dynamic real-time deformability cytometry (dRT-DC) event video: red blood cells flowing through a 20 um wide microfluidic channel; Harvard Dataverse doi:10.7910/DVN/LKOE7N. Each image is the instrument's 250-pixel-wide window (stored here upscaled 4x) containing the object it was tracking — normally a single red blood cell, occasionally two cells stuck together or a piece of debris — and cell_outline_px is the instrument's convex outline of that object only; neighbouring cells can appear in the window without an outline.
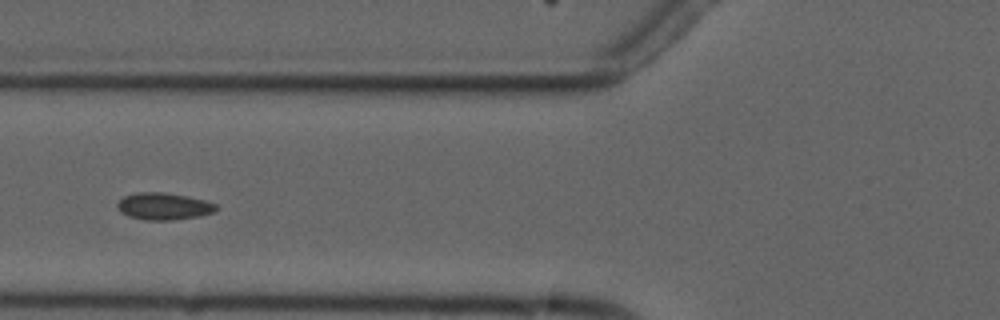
{"species": "common noctule bat (a hibernating species)", "species_latin": "Nyctalus noctula", "temperature_condition": "cold", "stored_images_in_passage": 7, "camera_frame_rate_fps": 3000, "um_per_image_px": 0.085, "animal": {"sex": "male", "forearm_length_mm": 52.5}, "frame": {"image": 1, "passage_image": 5, "time_ms": 4.667, "image_size_px": [1000, 320], "cell_outline_px": [[220, 208], [216, 212], [200, 216], [172, 220], [144, 220], [128, 216], [120, 212], [116, 204], [124, 196], [140, 192], [164, 192], [188, 196], [204, 200], [216, 204]], "centroid_in_image_um": [13.95, 17.54], "position_along_channel_um": 111.8, "area_um2": 15.72}}
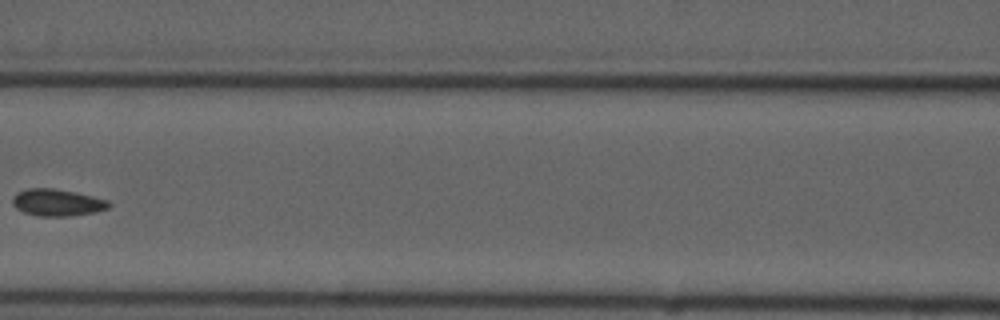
{"frame": {"image": 2, "passage_image": 6, "time_ms": 6.0, "image_size_px": [1000, 320], "cell_outline_px": [[112, 204], [108, 208], [96, 212], [68, 216], [36, 216], [24, 212], [16, 208], [12, 204], [12, 200], [16, 192], [28, 188], [52, 188], [76, 192], [108, 200]], "centroid_in_image_um": [4.86, 17.21], "position_along_channel_um": 161.7, "area_um2": 15.2}}
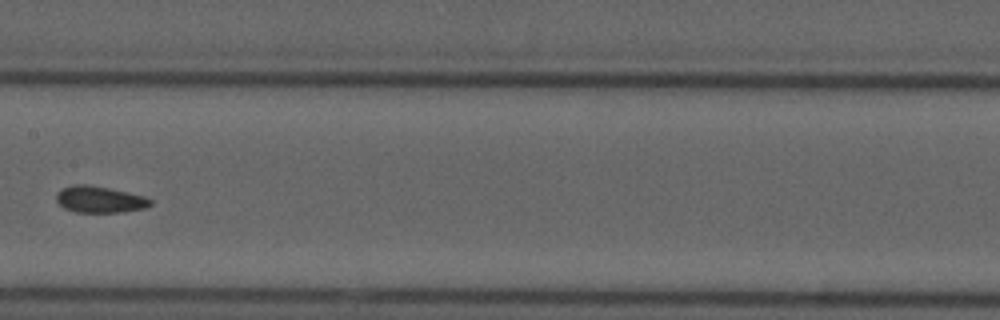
{"frame": {"image": 3, "passage_image": 7, "time_ms": 7.0, "image_size_px": [1000, 320], "cell_outline_px": [[152, 204], [144, 208], [124, 212], [76, 212], [64, 208], [56, 200], [56, 192], [72, 184], [88, 184], [108, 188], [144, 196], [152, 200]], "centroid_in_image_um": [8.46, 16.95], "position_along_channel_um": 198.9, "area_um2": 14.51}}